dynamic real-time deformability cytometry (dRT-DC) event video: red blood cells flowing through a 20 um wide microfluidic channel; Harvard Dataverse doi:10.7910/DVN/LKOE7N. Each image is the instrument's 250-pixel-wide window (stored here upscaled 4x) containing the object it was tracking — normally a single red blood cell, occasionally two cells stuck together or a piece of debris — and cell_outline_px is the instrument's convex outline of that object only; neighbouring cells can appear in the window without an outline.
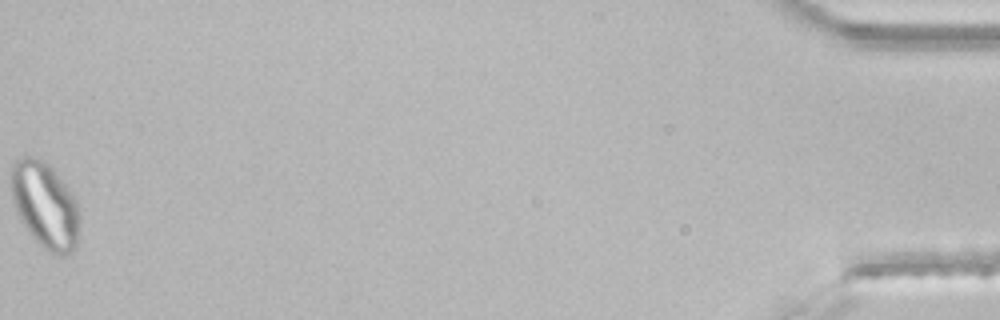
{"species": "common noctule bat (a hibernating species)", "species_latin": "Nyctalus noctula", "temperature_condition": "room temperature", "stored_images_in_passage": 44, "segment_of_instrument_passage": [2, 2], "camera_frame_rate_fps": 3000, "um_per_image_px": 0.085, "animal": {"sex": "male", "body_mass_g": 21.5, "forearm_length_mm": 52.0}, "frame": {"image": 1, "passage_image": 44, "time_ms": 14.333, "image_size_px": [1000, 320], "cell_outline_px": [[76, 248], [72, 252], [64, 256], [60, 256], [44, 248], [28, 232], [20, 220], [16, 212], [12, 200], [12, 160], [16, 156], [32, 156], [48, 164], [64, 184], [76, 200]], "centroid_in_image_um": [3.76, 17.42], "position_along_channel_um": 431.4, "area_um2": 33.58}}